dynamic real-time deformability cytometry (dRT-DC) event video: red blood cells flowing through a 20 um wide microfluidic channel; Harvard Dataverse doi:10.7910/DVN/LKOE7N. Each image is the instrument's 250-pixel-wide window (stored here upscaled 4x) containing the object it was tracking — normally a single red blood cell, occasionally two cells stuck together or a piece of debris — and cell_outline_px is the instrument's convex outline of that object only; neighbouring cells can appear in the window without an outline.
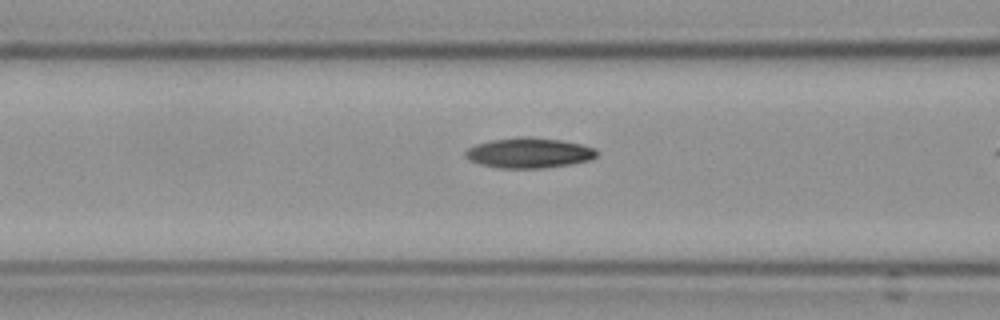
{"species": "Egyptian fruit bat (a non-hibernating species)", "species_latin": "Rousettus aegyptiacus", "temperature_condition": "cold", "stored_images_in_passage": 23, "camera_frame_rate_fps": 3000, "um_per_image_px": 0.085, "frame": {"image": 1, "passage_image": 21, "time_ms": 6.667, "image_size_px": [1000, 320], "cell_outline_px": [[596, 156], [588, 160], [568, 164], [540, 168], [500, 168], [480, 164], [468, 160], [464, 156], [464, 152], [468, 148], [476, 144], [492, 140], [520, 136], [524, 136], [560, 140], [580, 144], [596, 148]], "centroid_in_image_um": [44.91, 12.99], "position_along_channel_um": 121.7, "area_um2": 22.95}}